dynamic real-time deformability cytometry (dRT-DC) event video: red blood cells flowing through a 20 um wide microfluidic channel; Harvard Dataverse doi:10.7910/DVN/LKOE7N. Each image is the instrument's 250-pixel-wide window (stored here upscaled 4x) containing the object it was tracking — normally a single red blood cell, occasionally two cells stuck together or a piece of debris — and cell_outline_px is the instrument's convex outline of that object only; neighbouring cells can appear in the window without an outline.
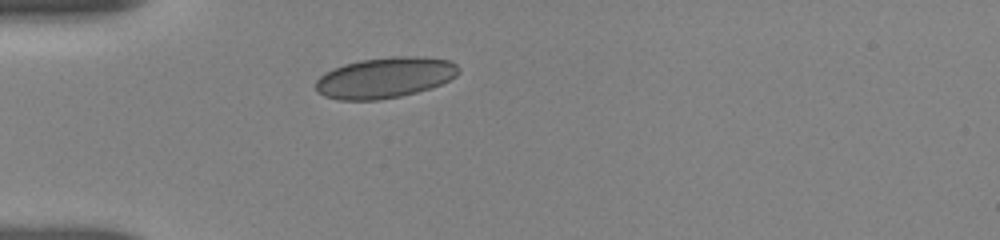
{"species": "human", "species_latin": "Homo sapiens", "temperature_condition": "room temperature", "stored_images_in_passage": 7, "camera_frame_rate_fps": 3000, "um_per_image_px": 0.085, "donor": {"sex": "female"}, "frame": {"image": 1, "passage_image": 1, "time_ms": 0.0, "image_size_px": [1000, 240], "cell_outline_px": [[460, 72], [456, 76], [440, 84], [416, 92], [400, 96], [376, 100], [340, 100], [324, 96], [316, 92], [316, 80], [324, 72], [332, 68], [344, 64], [360, 60], [392, 56], [416, 56], [448, 60], [456, 64], [460, 68]], "centroid_in_image_um": [32.69, 6.59], "position_along_channel_um": 52.3, "area_um2": 33.93}}
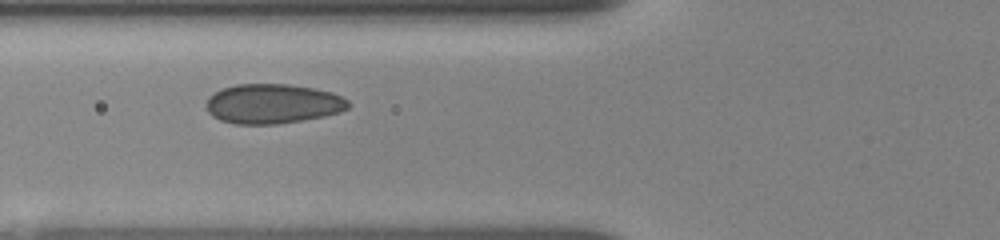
{"frame": {"image": 2, "passage_image": 4, "time_ms": 1.667, "image_size_px": [1000, 240], "cell_outline_px": [[348, 108], [340, 112], [324, 116], [276, 124], [236, 124], [220, 120], [212, 116], [208, 112], [204, 104], [208, 96], [224, 88], [236, 84], [288, 84], [312, 88], [332, 92], [348, 100]], "centroid_in_image_um": [23.14, 8.82], "position_along_channel_um": 102.7, "area_um2": 32.77}}
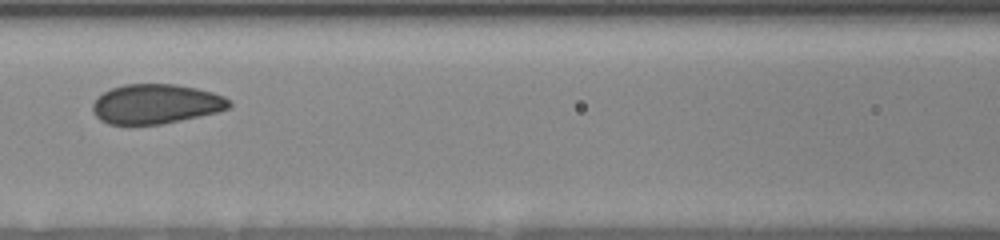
{"frame": {"image": 3, "passage_image": 6, "time_ms": 3.0, "image_size_px": [1000, 240], "cell_outline_px": [[232, 104], [228, 108], [216, 112], [180, 120], [160, 124], [108, 124], [100, 120], [92, 112], [92, 104], [104, 92], [112, 88], [124, 84], [176, 84], [196, 88], [212, 92], [224, 96]], "centroid_in_image_um": [13.23, 8.83], "position_along_channel_um": 153.4, "area_um2": 31.27}}